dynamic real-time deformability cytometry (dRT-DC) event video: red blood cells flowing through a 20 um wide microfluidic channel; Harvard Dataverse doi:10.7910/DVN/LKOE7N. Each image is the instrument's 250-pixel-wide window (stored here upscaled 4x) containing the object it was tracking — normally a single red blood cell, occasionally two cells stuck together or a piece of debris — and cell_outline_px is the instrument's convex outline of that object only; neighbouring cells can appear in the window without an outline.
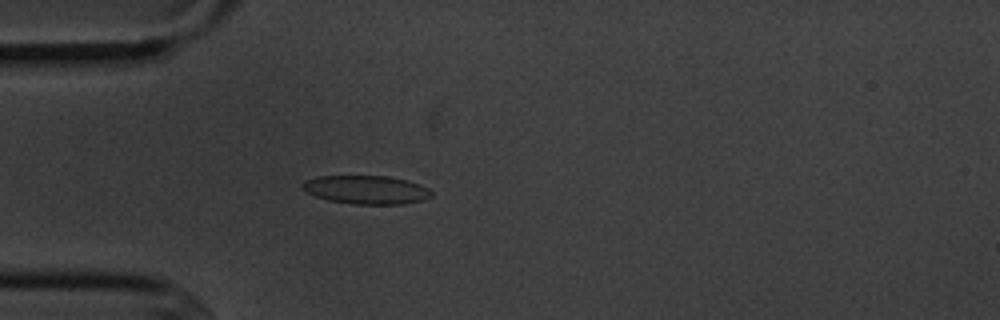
{"species": "common noctule bat (a hibernating species)", "species_latin": "Nyctalus noctula", "temperature_condition": "cold", "stored_images_in_passage": 5, "camera_frame_rate_fps": 3000, "um_per_image_px": 0.085, "animal": {"sex": "male", "body_mass_g": 20.1, "forearm_length_mm": 53.5}, "frame": {"image": 1, "passage_image": 5, "time_ms": 4.333, "image_size_px": [1000, 320], "cell_outline_px": [[432, 196], [424, 200], [404, 204], [352, 204], [328, 200], [316, 196], [300, 188], [300, 184], [304, 180], [316, 176], [388, 176], [408, 180], [420, 184], [428, 188], [432, 192]], "centroid_in_image_um": [31.13, 16.12], "position_along_channel_um": 53.9, "area_um2": 21.68}}